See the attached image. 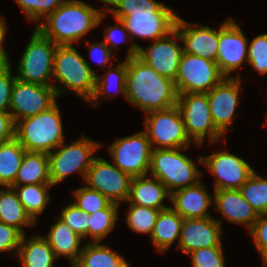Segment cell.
I'll list each match as a JSON object with an SVG mask.
<instances>
[{"label": "cell", "mask_w": 267, "mask_h": 267, "mask_svg": "<svg viewBox=\"0 0 267 267\" xmlns=\"http://www.w3.org/2000/svg\"><path fill=\"white\" fill-rule=\"evenodd\" d=\"M119 204L111 202L105 209L89 214L88 238L93 243H100L115 227L118 217Z\"/></svg>", "instance_id": "cell-33"}, {"label": "cell", "mask_w": 267, "mask_h": 267, "mask_svg": "<svg viewBox=\"0 0 267 267\" xmlns=\"http://www.w3.org/2000/svg\"><path fill=\"white\" fill-rule=\"evenodd\" d=\"M101 146V143L81 136L74 143L66 145L64 142L51 151L48 154L51 184L54 186L62 182L75 171L85 181L88 169L96 157L93 155Z\"/></svg>", "instance_id": "cell-6"}, {"label": "cell", "mask_w": 267, "mask_h": 267, "mask_svg": "<svg viewBox=\"0 0 267 267\" xmlns=\"http://www.w3.org/2000/svg\"><path fill=\"white\" fill-rule=\"evenodd\" d=\"M7 33V26L5 24L4 18L0 15V60L4 63H10L9 56L7 51L4 49L5 46L3 45L4 39Z\"/></svg>", "instance_id": "cell-48"}, {"label": "cell", "mask_w": 267, "mask_h": 267, "mask_svg": "<svg viewBox=\"0 0 267 267\" xmlns=\"http://www.w3.org/2000/svg\"><path fill=\"white\" fill-rule=\"evenodd\" d=\"M188 255H192L193 267H225V257L222 247L200 248Z\"/></svg>", "instance_id": "cell-41"}, {"label": "cell", "mask_w": 267, "mask_h": 267, "mask_svg": "<svg viewBox=\"0 0 267 267\" xmlns=\"http://www.w3.org/2000/svg\"><path fill=\"white\" fill-rule=\"evenodd\" d=\"M81 238L88 240V218L89 214L83 212L73 203L69 204L61 211L58 216Z\"/></svg>", "instance_id": "cell-40"}, {"label": "cell", "mask_w": 267, "mask_h": 267, "mask_svg": "<svg viewBox=\"0 0 267 267\" xmlns=\"http://www.w3.org/2000/svg\"><path fill=\"white\" fill-rule=\"evenodd\" d=\"M113 8H103L113 14L115 19L123 20L130 13L151 12L157 13L163 6L156 0H99ZM115 7V8H114Z\"/></svg>", "instance_id": "cell-35"}, {"label": "cell", "mask_w": 267, "mask_h": 267, "mask_svg": "<svg viewBox=\"0 0 267 267\" xmlns=\"http://www.w3.org/2000/svg\"><path fill=\"white\" fill-rule=\"evenodd\" d=\"M4 63L0 60V67L3 65Z\"/></svg>", "instance_id": "cell-50"}, {"label": "cell", "mask_w": 267, "mask_h": 267, "mask_svg": "<svg viewBox=\"0 0 267 267\" xmlns=\"http://www.w3.org/2000/svg\"><path fill=\"white\" fill-rule=\"evenodd\" d=\"M11 69V63L3 64L0 67V112H9L11 92L16 80Z\"/></svg>", "instance_id": "cell-42"}, {"label": "cell", "mask_w": 267, "mask_h": 267, "mask_svg": "<svg viewBox=\"0 0 267 267\" xmlns=\"http://www.w3.org/2000/svg\"><path fill=\"white\" fill-rule=\"evenodd\" d=\"M248 44L244 32L233 19L221 24L216 63L225 78H240V73L235 76L230 73L247 62Z\"/></svg>", "instance_id": "cell-16"}, {"label": "cell", "mask_w": 267, "mask_h": 267, "mask_svg": "<svg viewBox=\"0 0 267 267\" xmlns=\"http://www.w3.org/2000/svg\"><path fill=\"white\" fill-rule=\"evenodd\" d=\"M198 161L216 177L214 191L238 190L254 172L250 164L229 150L199 156Z\"/></svg>", "instance_id": "cell-15"}, {"label": "cell", "mask_w": 267, "mask_h": 267, "mask_svg": "<svg viewBox=\"0 0 267 267\" xmlns=\"http://www.w3.org/2000/svg\"><path fill=\"white\" fill-rule=\"evenodd\" d=\"M221 220L213 217L184 219L177 249L187 255L200 248L222 247Z\"/></svg>", "instance_id": "cell-19"}, {"label": "cell", "mask_w": 267, "mask_h": 267, "mask_svg": "<svg viewBox=\"0 0 267 267\" xmlns=\"http://www.w3.org/2000/svg\"><path fill=\"white\" fill-rule=\"evenodd\" d=\"M259 252L267 246V214L259 215L254 225L248 230Z\"/></svg>", "instance_id": "cell-45"}, {"label": "cell", "mask_w": 267, "mask_h": 267, "mask_svg": "<svg viewBox=\"0 0 267 267\" xmlns=\"http://www.w3.org/2000/svg\"><path fill=\"white\" fill-rule=\"evenodd\" d=\"M176 106L180 110L188 137L198 147L206 136L209 137L210 145L223 137L213 123L207 93L178 94Z\"/></svg>", "instance_id": "cell-8"}, {"label": "cell", "mask_w": 267, "mask_h": 267, "mask_svg": "<svg viewBox=\"0 0 267 267\" xmlns=\"http://www.w3.org/2000/svg\"><path fill=\"white\" fill-rule=\"evenodd\" d=\"M57 222L51 225L50 232L44 238L50 244L55 256L69 259L71 267L79 260L82 252L81 238L59 217H55ZM81 247V248H80Z\"/></svg>", "instance_id": "cell-24"}, {"label": "cell", "mask_w": 267, "mask_h": 267, "mask_svg": "<svg viewBox=\"0 0 267 267\" xmlns=\"http://www.w3.org/2000/svg\"><path fill=\"white\" fill-rule=\"evenodd\" d=\"M224 78L215 61L183 52L174 83L178 94L207 93Z\"/></svg>", "instance_id": "cell-11"}, {"label": "cell", "mask_w": 267, "mask_h": 267, "mask_svg": "<svg viewBox=\"0 0 267 267\" xmlns=\"http://www.w3.org/2000/svg\"><path fill=\"white\" fill-rule=\"evenodd\" d=\"M242 197L254 208L258 215L267 214V179L255 171L238 189Z\"/></svg>", "instance_id": "cell-34"}, {"label": "cell", "mask_w": 267, "mask_h": 267, "mask_svg": "<svg viewBox=\"0 0 267 267\" xmlns=\"http://www.w3.org/2000/svg\"><path fill=\"white\" fill-rule=\"evenodd\" d=\"M187 149L153 148L151 151L149 171L153 177L165 185L170 193L180 188L196 185L203 174L191 158L183 154Z\"/></svg>", "instance_id": "cell-5"}, {"label": "cell", "mask_w": 267, "mask_h": 267, "mask_svg": "<svg viewBox=\"0 0 267 267\" xmlns=\"http://www.w3.org/2000/svg\"><path fill=\"white\" fill-rule=\"evenodd\" d=\"M85 42L89 45L88 50L91 59L97 62L100 67H107L109 65V61H112V54L115 55V53H113L104 42L89 43L87 40H85Z\"/></svg>", "instance_id": "cell-46"}, {"label": "cell", "mask_w": 267, "mask_h": 267, "mask_svg": "<svg viewBox=\"0 0 267 267\" xmlns=\"http://www.w3.org/2000/svg\"><path fill=\"white\" fill-rule=\"evenodd\" d=\"M72 267H130L123 256L107 245L88 242L82 247L79 260Z\"/></svg>", "instance_id": "cell-29"}, {"label": "cell", "mask_w": 267, "mask_h": 267, "mask_svg": "<svg viewBox=\"0 0 267 267\" xmlns=\"http://www.w3.org/2000/svg\"><path fill=\"white\" fill-rule=\"evenodd\" d=\"M176 40L181 37L176 29L167 36L157 39L145 49L132 43L126 58L138 57L152 67L160 75L175 81L178 74L179 63L183 54V46Z\"/></svg>", "instance_id": "cell-10"}, {"label": "cell", "mask_w": 267, "mask_h": 267, "mask_svg": "<svg viewBox=\"0 0 267 267\" xmlns=\"http://www.w3.org/2000/svg\"><path fill=\"white\" fill-rule=\"evenodd\" d=\"M175 29L183 42V51L188 54L215 61L219 45V30L189 23L178 16Z\"/></svg>", "instance_id": "cell-20"}, {"label": "cell", "mask_w": 267, "mask_h": 267, "mask_svg": "<svg viewBox=\"0 0 267 267\" xmlns=\"http://www.w3.org/2000/svg\"><path fill=\"white\" fill-rule=\"evenodd\" d=\"M15 138V122L10 112H0V144Z\"/></svg>", "instance_id": "cell-47"}, {"label": "cell", "mask_w": 267, "mask_h": 267, "mask_svg": "<svg viewBox=\"0 0 267 267\" xmlns=\"http://www.w3.org/2000/svg\"><path fill=\"white\" fill-rule=\"evenodd\" d=\"M247 62L259 74H267V33L256 36L248 44Z\"/></svg>", "instance_id": "cell-39"}, {"label": "cell", "mask_w": 267, "mask_h": 267, "mask_svg": "<svg viewBox=\"0 0 267 267\" xmlns=\"http://www.w3.org/2000/svg\"><path fill=\"white\" fill-rule=\"evenodd\" d=\"M126 100L146 113L176 106L173 80L157 73L140 58H127Z\"/></svg>", "instance_id": "cell-1"}, {"label": "cell", "mask_w": 267, "mask_h": 267, "mask_svg": "<svg viewBox=\"0 0 267 267\" xmlns=\"http://www.w3.org/2000/svg\"><path fill=\"white\" fill-rule=\"evenodd\" d=\"M25 152L16 138L0 144V186L14 184Z\"/></svg>", "instance_id": "cell-30"}, {"label": "cell", "mask_w": 267, "mask_h": 267, "mask_svg": "<svg viewBox=\"0 0 267 267\" xmlns=\"http://www.w3.org/2000/svg\"><path fill=\"white\" fill-rule=\"evenodd\" d=\"M106 15V11L95 9L81 0H65L36 28L56 45H72L99 26Z\"/></svg>", "instance_id": "cell-2"}, {"label": "cell", "mask_w": 267, "mask_h": 267, "mask_svg": "<svg viewBox=\"0 0 267 267\" xmlns=\"http://www.w3.org/2000/svg\"><path fill=\"white\" fill-rule=\"evenodd\" d=\"M132 177L114 164L101 157H95L88 169L85 185L97 190L110 202H126L129 196Z\"/></svg>", "instance_id": "cell-14"}, {"label": "cell", "mask_w": 267, "mask_h": 267, "mask_svg": "<svg viewBox=\"0 0 267 267\" xmlns=\"http://www.w3.org/2000/svg\"><path fill=\"white\" fill-rule=\"evenodd\" d=\"M27 16V20L36 22L45 19L58 9L65 0H14Z\"/></svg>", "instance_id": "cell-38"}, {"label": "cell", "mask_w": 267, "mask_h": 267, "mask_svg": "<svg viewBox=\"0 0 267 267\" xmlns=\"http://www.w3.org/2000/svg\"><path fill=\"white\" fill-rule=\"evenodd\" d=\"M23 233L15 226L0 222V253L15 251L16 256Z\"/></svg>", "instance_id": "cell-43"}, {"label": "cell", "mask_w": 267, "mask_h": 267, "mask_svg": "<svg viewBox=\"0 0 267 267\" xmlns=\"http://www.w3.org/2000/svg\"><path fill=\"white\" fill-rule=\"evenodd\" d=\"M178 15L169 6H163L157 13H130L122 22L131 39L134 37L157 39L167 36L175 29Z\"/></svg>", "instance_id": "cell-17"}, {"label": "cell", "mask_w": 267, "mask_h": 267, "mask_svg": "<svg viewBox=\"0 0 267 267\" xmlns=\"http://www.w3.org/2000/svg\"><path fill=\"white\" fill-rule=\"evenodd\" d=\"M56 91L52 85H41L15 80L9 112L14 122L37 115L55 105Z\"/></svg>", "instance_id": "cell-13"}, {"label": "cell", "mask_w": 267, "mask_h": 267, "mask_svg": "<svg viewBox=\"0 0 267 267\" xmlns=\"http://www.w3.org/2000/svg\"><path fill=\"white\" fill-rule=\"evenodd\" d=\"M0 222L15 226L23 234L25 230L22 227H33L36 224L25 211L16 191L11 186L0 188Z\"/></svg>", "instance_id": "cell-28"}, {"label": "cell", "mask_w": 267, "mask_h": 267, "mask_svg": "<svg viewBox=\"0 0 267 267\" xmlns=\"http://www.w3.org/2000/svg\"><path fill=\"white\" fill-rule=\"evenodd\" d=\"M73 204L87 214L105 209L111 202L97 190L87 185L73 191Z\"/></svg>", "instance_id": "cell-37"}, {"label": "cell", "mask_w": 267, "mask_h": 267, "mask_svg": "<svg viewBox=\"0 0 267 267\" xmlns=\"http://www.w3.org/2000/svg\"><path fill=\"white\" fill-rule=\"evenodd\" d=\"M108 71L105 72V76L102 78L101 76H96L95 78V91L92 98L88 103H91L93 106L98 105V100L104 96L111 97L109 93L110 89L113 87L118 93L122 94L126 99V73H127V58L122 63L120 62L113 69L111 66L108 68ZM112 88V89H113ZM115 92V91H114Z\"/></svg>", "instance_id": "cell-32"}, {"label": "cell", "mask_w": 267, "mask_h": 267, "mask_svg": "<svg viewBox=\"0 0 267 267\" xmlns=\"http://www.w3.org/2000/svg\"><path fill=\"white\" fill-rule=\"evenodd\" d=\"M108 149L114 165L120 170L131 177L147 176L152 147L144 131L118 138Z\"/></svg>", "instance_id": "cell-12"}, {"label": "cell", "mask_w": 267, "mask_h": 267, "mask_svg": "<svg viewBox=\"0 0 267 267\" xmlns=\"http://www.w3.org/2000/svg\"><path fill=\"white\" fill-rule=\"evenodd\" d=\"M115 25L105 28L104 31V40L103 42L106 46L113 52L112 48H117L121 43L126 42L131 39L129 33L125 27V24L118 19H115ZM126 40V41H125ZM111 46V47H110Z\"/></svg>", "instance_id": "cell-44"}, {"label": "cell", "mask_w": 267, "mask_h": 267, "mask_svg": "<svg viewBox=\"0 0 267 267\" xmlns=\"http://www.w3.org/2000/svg\"><path fill=\"white\" fill-rule=\"evenodd\" d=\"M128 227L141 234H152L160 210L129 203Z\"/></svg>", "instance_id": "cell-36"}, {"label": "cell", "mask_w": 267, "mask_h": 267, "mask_svg": "<svg viewBox=\"0 0 267 267\" xmlns=\"http://www.w3.org/2000/svg\"><path fill=\"white\" fill-rule=\"evenodd\" d=\"M170 196L171 193L159 179L155 177L147 178L146 175L136 176L131 179L129 196L126 202L163 210L170 207L163 204L167 197L170 200Z\"/></svg>", "instance_id": "cell-23"}, {"label": "cell", "mask_w": 267, "mask_h": 267, "mask_svg": "<svg viewBox=\"0 0 267 267\" xmlns=\"http://www.w3.org/2000/svg\"><path fill=\"white\" fill-rule=\"evenodd\" d=\"M85 59L73 45L56 46L52 77L60 85L52 86L57 96L70 90L89 102L95 91L97 73Z\"/></svg>", "instance_id": "cell-3"}, {"label": "cell", "mask_w": 267, "mask_h": 267, "mask_svg": "<svg viewBox=\"0 0 267 267\" xmlns=\"http://www.w3.org/2000/svg\"><path fill=\"white\" fill-rule=\"evenodd\" d=\"M205 188L199 181L196 185L173 191L170 196L172 208L184 219L212 217L208 208L214 204V197Z\"/></svg>", "instance_id": "cell-21"}, {"label": "cell", "mask_w": 267, "mask_h": 267, "mask_svg": "<svg viewBox=\"0 0 267 267\" xmlns=\"http://www.w3.org/2000/svg\"><path fill=\"white\" fill-rule=\"evenodd\" d=\"M260 256L262 257L264 266L267 267V246L263 247L260 251H259Z\"/></svg>", "instance_id": "cell-49"}, {"label": "cell", "mask_w": 267, "mask_h": 267, "mask_svg": "<svg viewBox=\"0 0 267 267\" xmlns=\"http://www.w3.org/2000/svg\"><path fill=\"white\" fill-rule=\"evenodd\" d=\"M52 184H33L11 186L16 191L19 201L25 211L36 222L38 215L42 214L50 201L48 189Z\"/></svg>", "instance_id": "cell-31"}, {"label": "cell", "mask_w": 267, "mask_h": 267, "mask_svg": "<svg viewBox=\"0 0 267 267\" xmlns=\"http://www.w3.org/2000/svg\"><path fill=\"white\" fill-rule=\"evenodd\" d=\"M241 85L240 78H224L207 92L213 123L223 135L233 124Z\"/></svg>", "instance_id": "cell-18"}, {"label": "cell", "mask_w": 267, "mask_h": 267, "mask_svg": "<svg viewBox=\"0 0 267 267\" xmlns=\"http://www.w3.org/2000/svg\"><path fill=\"white\" fill-rule=\"evenodd\" d=\"M144 124V132L152 149L156 145V149L189 148L192 142L185 131L183 119L177 106L146 113Z\"/></svg>", "instance_id": "cell-9"}, {"label": "cell", "mask_w": 267, "mask_h": 267, "mask_svg": "<svg viewBox=\"0 0 267 267\" xmlns=\"http://www.w3.org/2000/svg\"><path fill=\"white\" fill-rule=\"evenodd\" d=\"M215 211H218L230 223L244 224L249 230L259 215L242 197L239 190H216L213 193Z\"/></svg>", "instance_id": "cell-22"}, {"label": "cell", "mask_w": 267, "mask_h": 267, "mask_svg": "<svg viewBox=\"0 0 267 267\" xmlns=\"http://www.w3.org/2000/svg\"><path fill=\"white\" fill-rule=\"evenodd\" d=\"M56 46L35 27L18 63L16 79L22 82L53 85L48 80L53 75Z\"/></svg>", "instance_id": "cell-7"}, {"label": "cell", "mask_w": 267, "mask_h": 267, "mask_svg": "<svg viewBox=\"0 0 267 267\" xmlns=\"http://www.w3.org/2000/svg\"><path fill=\"white\" fill-rule=\"evenodd\" d=\"M51 184L48 154L26 151L12 186Z\"/></svg>", "instance_id": "cell-27"}, {"label": "cell", "mask_w": 267, "mask_h": 267, "mask_svg": "<svg viewBox=\"0 0 267 267\" xmlns=\"http://www.w3.org/2000/svg\"><path fill=\"white\" fill-rule=\"evenodd\" d=\"M183 220L171 206L160 210L151 234L157 252L165 253L177 239L179 243Z\"/></svg>", "instance_id": "cell-26"}, {"label": "cell", "mask_w": 267, "mask_h": 267, "mask_svg": "<svg viewBox=\"0 0 267 267\" xmlns=\"http://www.w3.org/2000/svg\"><path fill=\"white\" fill-rule=\"evenodd\" d=\"M16 257L22 267H54L55 259H58L44 236L33 235L27 239L26 233L21 238Z\"/></svg>", "instance_id": "cell-25"}, {"label": "cell", "mask_w": 267, "mask_h": 267, "mask_svg": "<svg viewBox=\"0 0 267 267\" xmlns=\"http://www.w3.org/2000/svg\"><path fill=\"white\" fill-rule=\"evenodd\" d=\"M15 138L26 151L47 154L64 143L62 119L57 103L44 112L17 121Z\"/></svg>", "instance_id": "cell-4"}]
</instances>
